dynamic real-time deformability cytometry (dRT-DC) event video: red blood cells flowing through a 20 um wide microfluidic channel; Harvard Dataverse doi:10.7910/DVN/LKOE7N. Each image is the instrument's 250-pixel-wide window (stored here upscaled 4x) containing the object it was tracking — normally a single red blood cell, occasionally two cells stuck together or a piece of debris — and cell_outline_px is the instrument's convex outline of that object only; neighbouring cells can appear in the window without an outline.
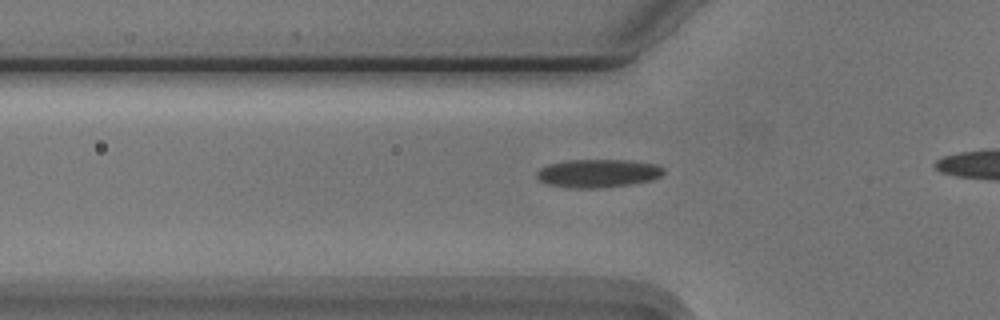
{"species": "Egyptian fruit bat (a non-hibernating species)", "species_latin": "Rousettus aegyptiacus", "temperature_condition": "cold", "stored_images_in_passage": 23, "camera_frame_rate_fps": 3000, "um_per_image_px": 0.085, "animal": {"sex": "male"}, "frame": {"image": 1, "passage_image": 7, "time_ms": 2.0, "image_size_px": [1000, 320], "cell_outline_px": [[664, 172], [660, 176], [652, 180], [628, 184], [600, 188], [568, 188], [544, 184], [536, 176], [536, 172], [540, 168], [548, 164], [568, 160], [632, 160], [660, 164], [664, 168]], "centroid_in_image_um": [50.82, 14.72], "position_along_channel_um": 75.0, "area_um2": 21.15}}
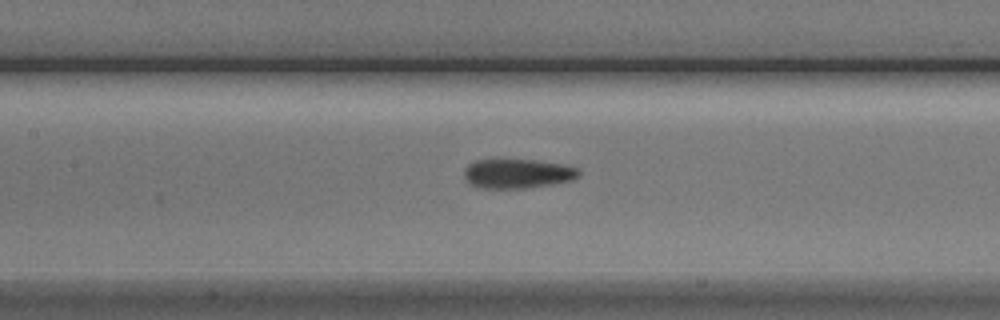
{"frame": {"image": 2, "passage_image": 14, "time_ms": 4.333, "image_size_px": [1000, 320], "cell_outline_px": [[580, 176], [572, 180], [552, 184], [528, 188], [476, 188], [468, 184], [464, 180], [464, 168], [468, 164], [476, 160], [532, 160], [564, 164], [576, 168], [580, 172]], "centroid_in_image_um": [43.94, 14.77], "position_along_channel_um": 163.5, "area_um2": 19.83}}
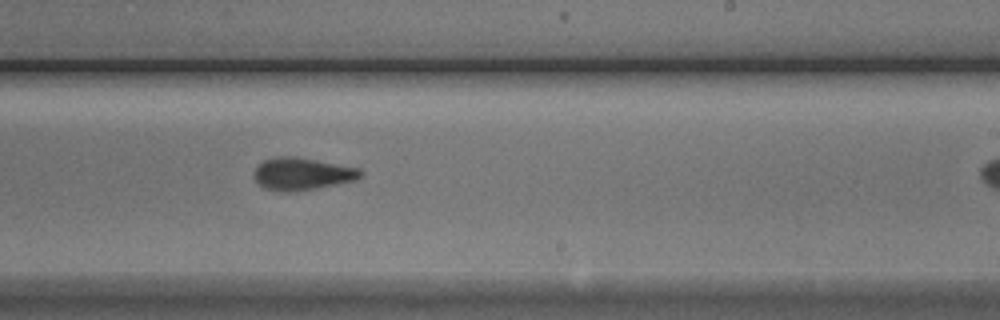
{"frame": {"image": 3, "passage_image": 22, "time_ms": 7.0, "image_size_px": [1000, 320], "cell_outline_px": [[364, 176], [356, 180], [316, 188], [288, 192], [280, 192], [264, 188], [252, 176], [256, 168], [264, 160], [276, 156], [296, 156], [360, 168], [364, 172]], "centroid_in_image_um": [25.7, 14.77], "position_along_channel_um": 263.3, "area_um2": 20.23}}